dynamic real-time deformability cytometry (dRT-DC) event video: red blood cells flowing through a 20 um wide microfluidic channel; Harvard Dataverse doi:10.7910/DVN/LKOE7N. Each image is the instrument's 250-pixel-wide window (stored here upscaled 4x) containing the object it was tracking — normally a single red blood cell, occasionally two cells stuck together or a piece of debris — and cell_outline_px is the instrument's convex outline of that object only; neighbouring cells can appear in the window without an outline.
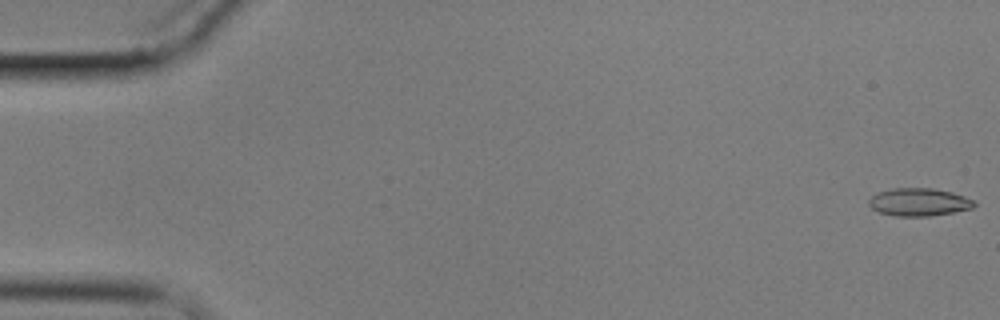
{"species": "common noctule bat (a hibernating species)", "species_latin": "Nyctalus noctula", "temperature_condition": "cold", "stored_images_in_passage": 9, "camera_frame_rate_fps": 3000, "um_per_image_px": 0.085, "animal": {"sex": "male", "body_mass_g": 17.9}, "frame": {"image": 1, "passage_image": 1, "time_ms": 0.0, "image_size_px": [1000, 320], "cell_outline_px": [[976, 204], [972, 208], [952, 212], [928, 216], [896, 216], [880, 212], [872, 208], [868, 204], [868, 200], [872, 196], [880, 192], [892, 188], [932, 188], [952, 192], [976, 200]], "centroid_in_image_um": [78.13, 17.17], "position_along_channel_um": 6.9, "area_um2": 16.99}}
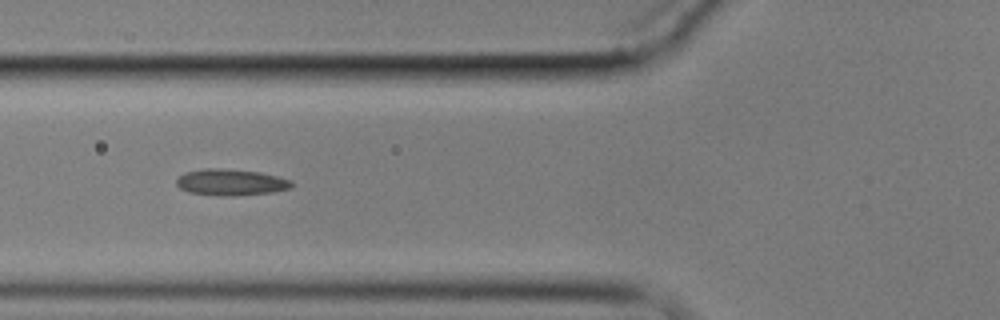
{"frame": {"image": 2, "passage_image": 6, "time_ms": 7.0, "image_size_px": [1000, 320], "cell_outline_px": [[292, 188], [272, 192], [232, 196], [220, 196], [188, 192], [180, 188], [176, 184], [176, 180], [184, 172], [204, 168], [220, 168], [260, 172], [292, 180]], "centroid_in_image_um": [19.61, 15.49], "position_along_channel_um": 106.2, "area_um2": 17.74}}
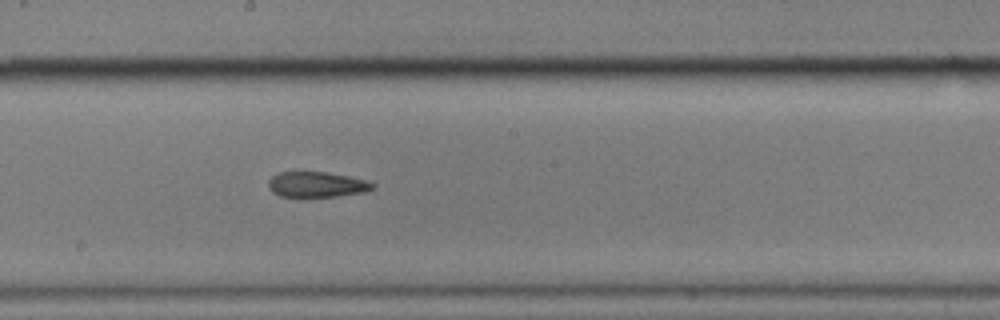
{"frame": {"image": 3, "passage_image": 9, "time_ms": 10.333, "image_size_px": [1000, 320], "cell_outline_px": [[376, 188], [368, 192], [304, 200], [300, 200], [280, 196], [272, 192], [268, 188], [268, 180], [272, 176], [280, 172], [296, 168], [328, 172], [348, 176], [364, 180], [376, 184]], "centroid_in_image_um": [26.85, 15.69], "position_along_channel_um": 221.4, "area_um2": 17.05}}